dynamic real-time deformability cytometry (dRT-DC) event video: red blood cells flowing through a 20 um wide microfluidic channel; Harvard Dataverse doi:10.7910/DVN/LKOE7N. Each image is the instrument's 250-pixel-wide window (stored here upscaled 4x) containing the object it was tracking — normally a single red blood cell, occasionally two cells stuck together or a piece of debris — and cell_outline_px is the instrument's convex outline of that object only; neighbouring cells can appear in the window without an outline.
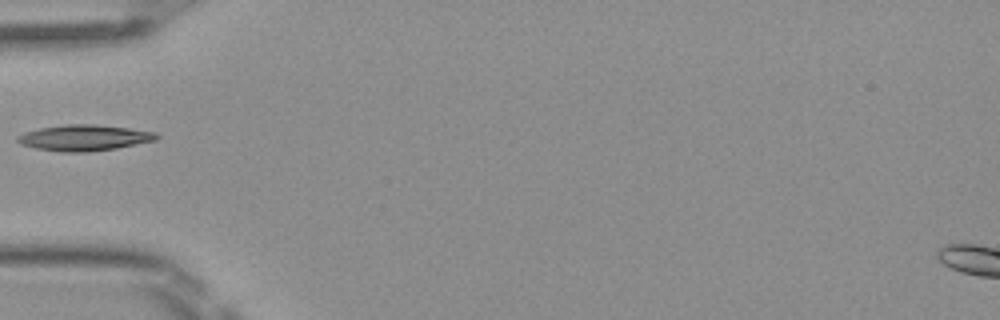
{"species": "Egyptian fruit bat (a non-hibernating species)", "species_latin": "Rousettus aegyptiacus", "temperature_condition": "room temperature", "stored_images_in_passage": 2, "camera_frame_rate_fps": 3000, "um_per_image_px": 0.085, "frame": {"image": 1, "passage_image": 2, "time_ms": 0.333, "image_size_px": [1000, 320], "cell_outline_px": [[160, 136], [156, 140], [116, 148], [88, 152], [60, 152], [36, 148], [20, 144], [16, 140], [16, 136], [24, 132], [40, 128], [64, 124], [92, 124], [128, 128], [156, 132]], "centroid_in_image_um": [7.13, 11.71], "position_along_channel_um": 77.9, "area_um2": 21.04}}